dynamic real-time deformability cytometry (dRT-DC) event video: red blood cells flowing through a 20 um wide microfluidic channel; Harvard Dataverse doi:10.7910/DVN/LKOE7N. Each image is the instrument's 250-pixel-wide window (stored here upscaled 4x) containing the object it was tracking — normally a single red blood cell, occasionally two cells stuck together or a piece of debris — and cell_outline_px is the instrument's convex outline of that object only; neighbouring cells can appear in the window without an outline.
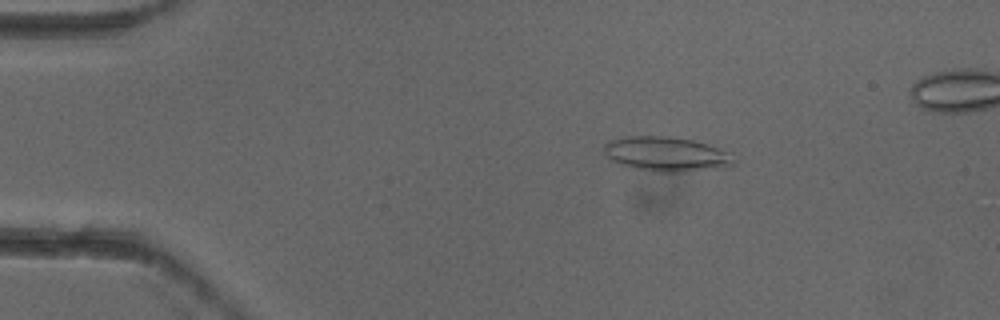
{"species": "common noctule bat (a hibernating species)", "species_latin": "Nyctalus noctula", "temperature_condition": "cold", "stored_images_in_passage": 6, "camera_frame_rate_fps": 3000, "um_per_image_px": 0.085, "animal": {"sex": "female"}, "frame": {"image": 1, "passage_image": 3, "time_ms": 0.667, "image_size_px": [1000, 320], "cell_outline_px": [[736, 164], [716, 168], [680, 172], [652, 172], [620, 164], [612, 160], [604, 152], [604, 144], [612, 140], [628, 136], [668, 136], [692, 140], [728, 152], [736, 160]], "centroid_in_image_um": [56.63, 13.1], "position_along_channel_um": 28.4, "area_um2": 25.84}}